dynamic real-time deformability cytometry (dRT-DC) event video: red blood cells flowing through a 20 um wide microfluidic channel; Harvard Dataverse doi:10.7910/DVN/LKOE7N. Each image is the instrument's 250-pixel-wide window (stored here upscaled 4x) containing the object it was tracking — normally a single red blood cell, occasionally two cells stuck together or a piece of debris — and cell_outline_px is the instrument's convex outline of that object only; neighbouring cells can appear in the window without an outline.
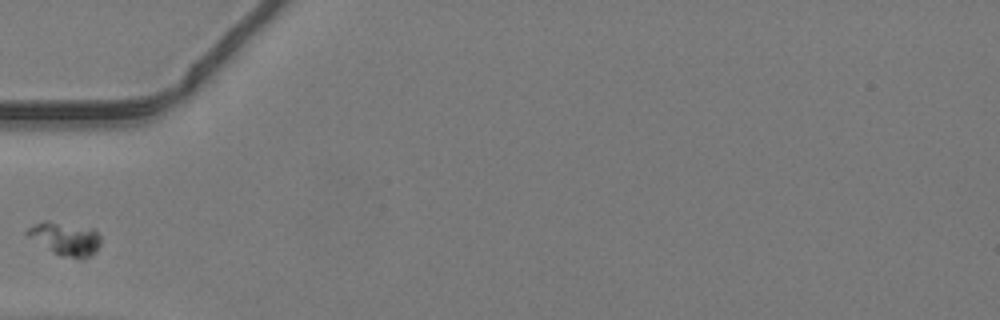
{"species": "common noctule bat (a hibernating species)", "species_latin": "Nyctalus noctula", "temperature_condition": "warm", "stored_images_in_passage": 33, "camera_frame_rate_fps": 3000, "um_per_image_px": 0.085, "animal": {"sex": "male", "body_mass_g": 19.2, "forearm_length_mm": 51.8}, "frame": {"image": 1, "passage_image": 1, "time_ms": 0.0, "image_size_px": [1000, 320], "cell_outline_px": [[100, 244], [96, 252], [92, 256], [84, 260], [80, 260], [60, 256], [24, 236], [24, 232], [32, 224], [44, 220], [48, 220], [96, 228], [100, 236]], "centroid_in_image_um": [5.55, 20.29], "position_along_channel_um": 79.5, "area_um2": 15.03}}
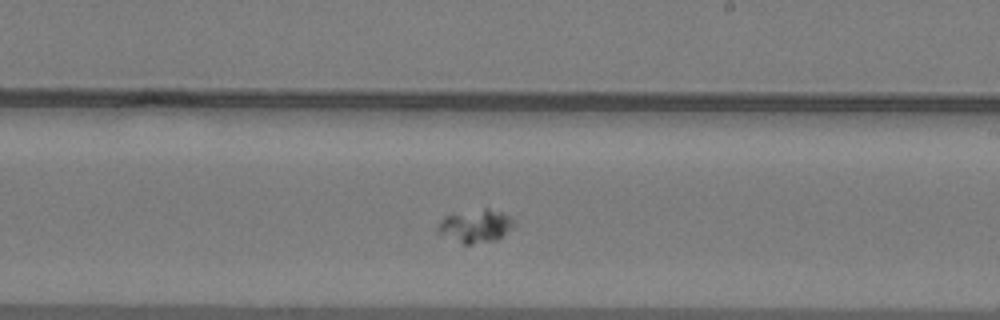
{"frame": {"image": 2, "passage_image": 13, "time_ms": 4.0, "image_size_px": [1000, 320], "cell_outline_px": [[516, 224], [496, 240], [472, 244], [464, 244], [440, 232], [440, 220], [444, 216], [484, 208], [488, 208], [500, 212], [508, 216]], "centroid_in_image_um": [40.47, 19.2], "position_along_channel_um": 248.5, "area_um2": 13.99}}
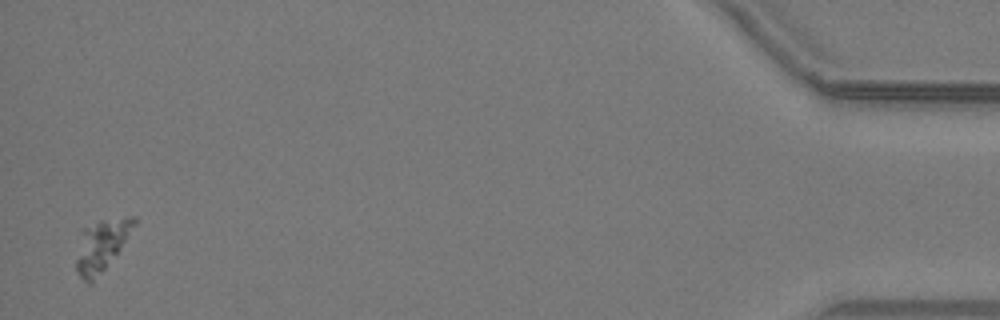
{"frame": {"image": 3, "passage_image": 32, "time_ms": 10.333, "image_size_px": [1000, 320], "cell_outline_px": [[136, 224], [116, 252], [92, 284], [88, 284], [76, 272], [76, 260], [80, 228], [100, 220], [124, 216], [132, 216], [136, 220]], "centroid_in_image_um": [8.56, 20.82], "position_along_channel_um": 426.6, "area_um2": 17.17}}